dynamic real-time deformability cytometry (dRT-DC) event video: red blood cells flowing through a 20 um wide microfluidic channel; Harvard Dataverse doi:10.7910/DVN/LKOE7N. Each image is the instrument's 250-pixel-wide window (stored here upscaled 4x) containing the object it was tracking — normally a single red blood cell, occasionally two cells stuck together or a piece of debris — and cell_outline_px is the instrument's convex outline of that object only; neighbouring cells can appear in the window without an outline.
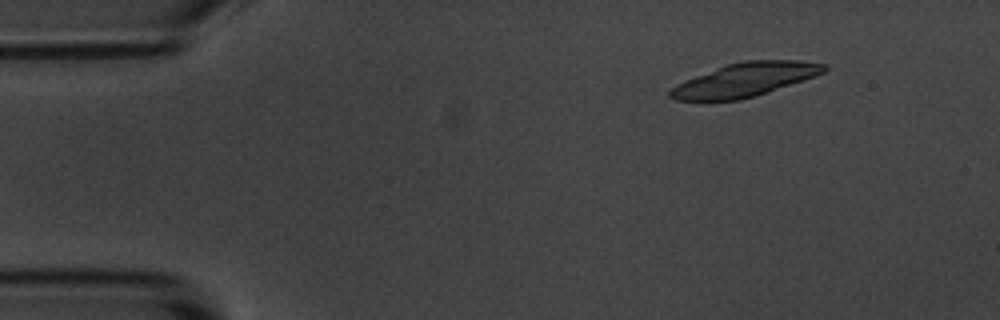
{"species": "common noctule bat (a hibernating species)", "species_latin": "Nyctalus noctula", "temperature_condition": "room temperature", "stored_images_in_passage": 3, "camera_frame_rate_fps": 3000, "um_per_image_px": 0.085, "animal": {"sex": "male", "body_mass_g": 20.1, "forearm_length_mm": 53.5}, "frame": {"image": 1, "passage_image": 1, "time_ms": 0.0, "image_size_px": [1000, 320], "cell_outline_px": [[828, 68], [824, 72], [768, 92], [740, 100], [704, 104], [676, 100], [668, 96], [668, 92], [676, 84], [684, 80], [728, 64], [744, 60], [796, 60], [828, 64]], "centroid_in_image_um": [63.21, 6.83], "position_along_channel_um": 21.8, "area_um2": 30.69}}